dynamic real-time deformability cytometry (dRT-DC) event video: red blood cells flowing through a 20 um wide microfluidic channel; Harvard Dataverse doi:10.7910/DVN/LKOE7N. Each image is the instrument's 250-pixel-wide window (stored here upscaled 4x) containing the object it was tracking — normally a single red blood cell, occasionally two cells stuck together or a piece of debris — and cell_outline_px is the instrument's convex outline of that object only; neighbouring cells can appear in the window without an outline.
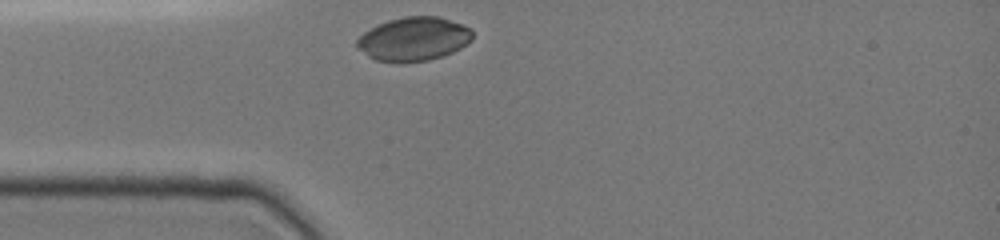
{"species": "common noctule bat (a hibernating species)", "species_latin": "Nyctalus noctula", "temperature_condition": "cold", "stored_images_in_passage": 28, "camera_frame_rate_fps": 3000, "um_per_image_px": 0.085, "animal": {"sex": "female", "body_mass_g": 19.0, "forearm_length_mm": 51.5}, "frame": {"image": 1, "passage_image": 1, "time_ms": 0.0, "image_size_px": [1000, 240], "cell_outline_px": [[472, 40], [460, 48], [452, 52], [428, 60], [404, 64], [396, 64], [376, 60], [368, 56], [356, 48], [356, 40], [364, 32], [388, 20], [404, 16], [440, 16], [472, 28]], "centroid_in_image_um": [35.15, 3.33], "position_along_channel_um": 49.9, "area_um2": 29.77}}
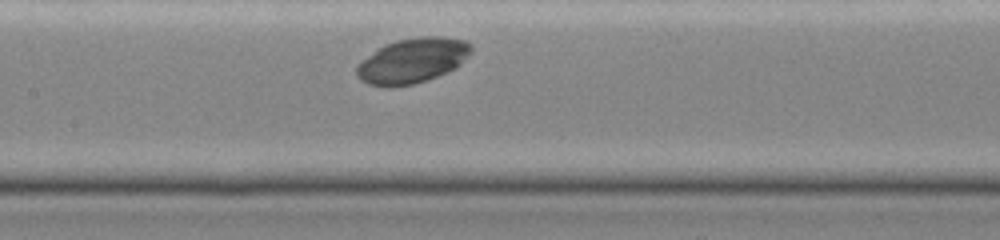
{"frame": {"image": 2, "passage_image": 11, "time_ms": 3.333, "image_size_px": [1000, 240], "cell_outline_px": [[472, 52], [456, 68], [448, 72], [428, 80], [412, 84], [392, 88], [388, 88], [368, 84], [360, 80], [356, 76], [356, 64], [360, 60], [384, 44], [396, 40], [420, 36], [444, 36], [464, 40], [472, 44]], "centroid_in_image_um": [35.04, 5.16], "position_along_channel_um": 172.4, "area_um2": 30.63}}
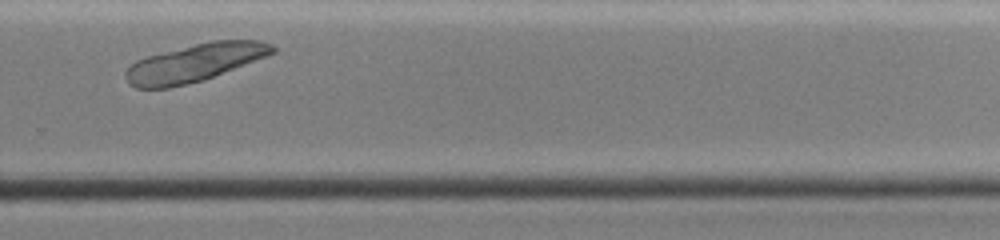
{"frame": {"image": 3, "passage_image": 22, "time_ms": 7.0, "image_size_px": [1000, 240], "cell_outline_px": [[276, 52], [204, 80], [168, 88], [136, 88], [128, 84], [124, 76], [124, 72], [136, 60], [148, 56], [212, 40], [260, 40], [272, 44], [276, 48]], "centroid_in_image_um": [16.54, 5.34], "position_along_channel_um": 313.3, "area_um2": 32.02}}